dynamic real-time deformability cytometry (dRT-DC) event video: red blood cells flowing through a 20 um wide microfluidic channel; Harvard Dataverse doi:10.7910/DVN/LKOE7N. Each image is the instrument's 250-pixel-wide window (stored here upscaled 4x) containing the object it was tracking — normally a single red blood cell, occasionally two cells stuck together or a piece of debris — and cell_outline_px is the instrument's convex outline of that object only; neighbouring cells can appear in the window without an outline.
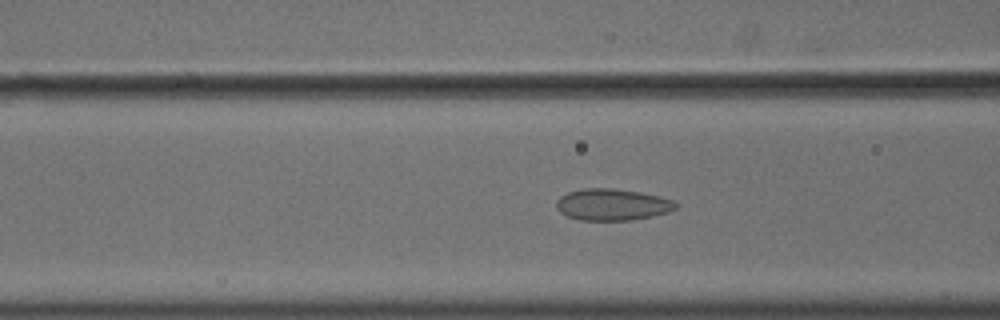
{"species": "common noctule bat (a hibernating species)", "species_latin": "Nyctalus noctula", "temperature_condition": "cold", "stored_images_in_passage": 56, "camera_frame_rate_fps": 3000, "um_per_image_px": 0.085, "animal": {"sex": "male", "body_mass_g": 18.8}, "frame": {"image": 1, "passage_image": 23, "time_ms": 7.333, "image_size_px": [1000, 320], "cell_outline_px": [[680, 204], [676, 208], [668, 212], [652, 216], [628, 220], [580, 220], [568, 216], [560, 212], [556, 208], [556, 200], [560, 196], [568, 192], [584, 188], [612, 188], [640, 192], [660, 196], [672, 200]], "centroid_in_image_um": [52.04, 17.38], "position_along_channel_um": 114.6, "area_um2": 22.02}}
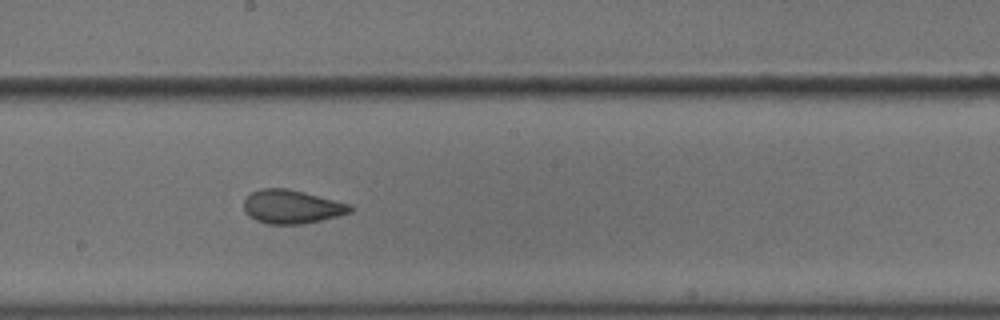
{"frame": {"image": 2, "passage_image": 32, "time_ms": 10.333, "image_size_px": [1000, 320], "cell_outline_px": [[356, 208], [352, 212], [320, 220], [300, 224], [268, 224], [256, 220], [244, 212], [244, 200], [252, 192], [260, 188], [288, 188], [352, 204]], "centroid_in_image_um": [24.82, 17.56], "position_along_channel_um": 223.4, "area_um2": 20.92}}
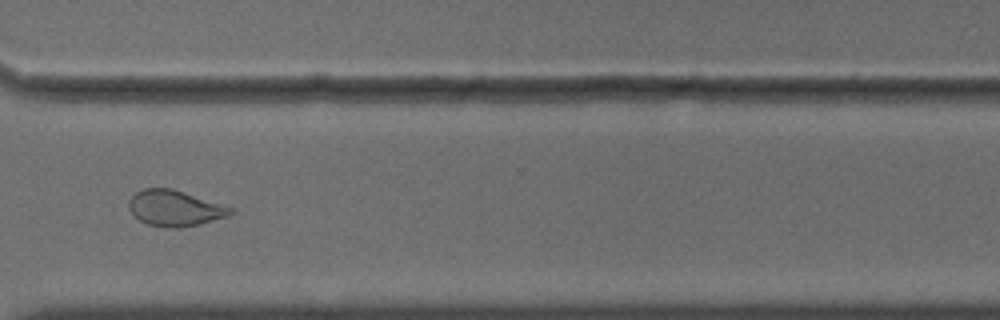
{"frame": {"image": 3, "passage_image": 43, "time_ms": 14.0, "image_size_px": [1000, 320], "cell_outline_px": [[236, 212], [228, 216], [180, 228], [164, 228], [148, 224], [140, 220], [128, 208], [128, 200], [136, 192], [144, 188], [172, 188], [232, 208]], "centroid_in_image_um": [14.83, 17.69], "position_along_channel_um": 355.8, "area_um2": 20.98}, "authors_computed_cell_mechanics": {"area_um2": 22.831, "velocity_mm_per_s": 3.6137, "shape_relaxation_time_tau1_ms": null, "shape_relaxation_time_tau2_ms": 1.1405, "deformation_change_tau1": null, "deformation_change_tau2": 0.0707}}